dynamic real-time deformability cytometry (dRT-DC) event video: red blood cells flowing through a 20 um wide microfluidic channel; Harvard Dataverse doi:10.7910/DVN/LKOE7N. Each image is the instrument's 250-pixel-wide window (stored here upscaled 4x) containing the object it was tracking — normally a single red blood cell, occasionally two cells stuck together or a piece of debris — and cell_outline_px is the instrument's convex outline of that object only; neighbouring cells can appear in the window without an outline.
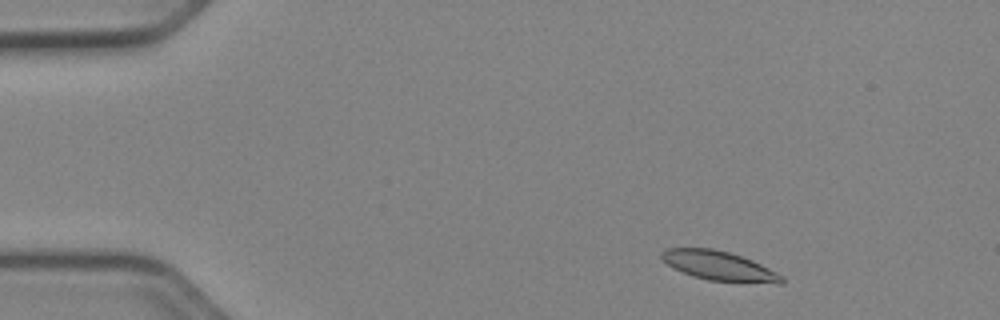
{"species": "Egyptian fruit bat (a non-hibernating species)", "species_latin": "Rousettus aegyptiacus", "temperature_condition": "cold", "stored_images_in_passage": 49, "camera_frame_rate_fps": 3000, "um_per_image_px": 0.085, "animal": {"sex": "female"}, "frame": {"image": 1, "passage_image": 4, "time_ms": 1.0, "image_size_px": [1000, 320], "cell_outline_px": [[784, 284], [776, 284], [708, 280], [692, 276], [672, 268], [660, 256], [660, 252], [664, 248], [712, 248], [728, 252], [752, 260], [784, 276]], "centroid_in_image_um": [61.12, 22.6], "position_along_channel_um": 23.9, "area_um2": 20.63}}
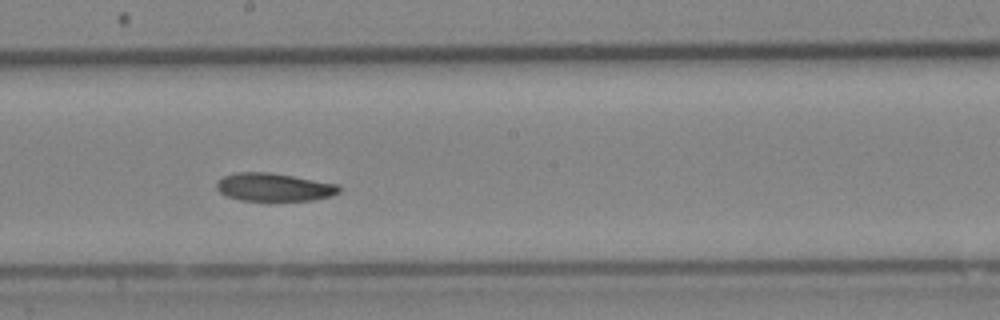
{"frame": {"image": 2, "passage_image": 26, "time_ms": 8.333, "image_size_px": [1000, 320], "cell_outline_px": [[340, 192], [332, 196], [312, 200], [240, 200], [228, 196], [220, 192], [216, 188], [216, 184], [224, 176], [236, 172], [268, 172], [340, 184]], "centroid_in_image_um": [23.32, 15.9], "position_along_channel_um": 224.9, "area_um2": 19.88}}
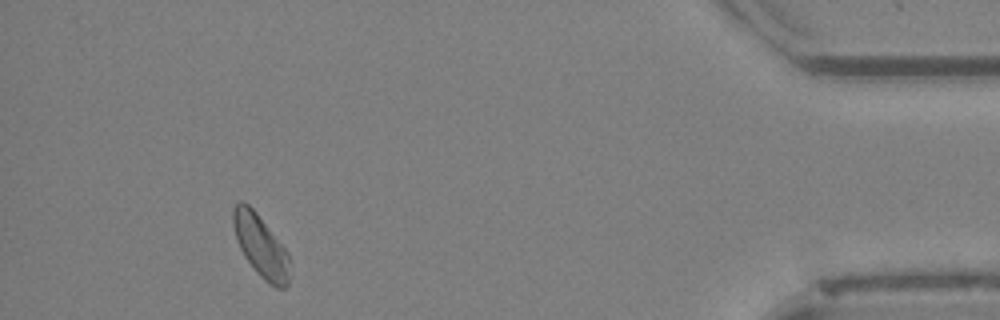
{"frame": {"image": 3, "passage_image": 45, "time_ms": 14.667, "image_size_px": [1000, 320], "cell_outline_px": [[288, 284], [284, 288], [276, 288], [268, 284], [256, 272], [244, 256], [236, 240], [232, 224], [232, 208], [240, 200], [244, 200], [256, 212], [288, 252]], "centroid_in_image_um": [22.12, 20.89], "position_along_channel_um": 413.1, "area_um2": 20.4}, "authors_computed_cell_mechanics": {"area_um2": 20.6924, "velocity_mm_per_s": 3.8975, "shape_relaxation_time_tau1_ms": 3.6934, "shape_relaxation_time_tau2_ms": null, "deformation_change_tau1": 0.1056, "deformation_change_tau2": null}}